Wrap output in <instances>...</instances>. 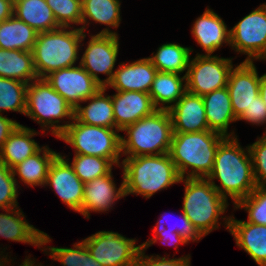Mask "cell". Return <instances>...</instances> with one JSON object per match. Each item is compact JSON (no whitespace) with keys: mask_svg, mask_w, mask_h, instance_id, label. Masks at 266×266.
I'll list each match as a JSON object with an SVG mask.
<instances>
[{"mask_svg":"<svg viewBox=\"0 0 266 266\" xmlns=\"http://www.w3.org/2000/svg\"><path fill=\"white\" fill-rule=\"evenodd\" d=\"M246 151L237 136L226 137L217 149L213 170L207 177L219 194L226 200L229 196L234 205L257 187L248 146ZM215 179L220 181V186L215 184Z\"/></svg>","mask_w":266,"mask_h":266,"instance_id":"1","label":"cell"},{"mask_svg":"<svg viewBox=\"0 0 266 266\" xmlns=\"http://www.w3.org/2000/svg\"><path fill=\"white\" fill-rule=\"evenodd\" d=\"M225 138L211 130L173 133L168 154L180 177L184 178L187 173L186 178H207L213 170L217 149Z\"/></svg>","mask_w":266,"mask_h":266,"instance_id":"2","label":"cell"},{"mask_svg":"<svg viewBox=\"0 0 266 266\" xmlns=\"http://www.w3.org/2000/svg\"><path fill=\"white\" fill-rule=\"evenodd\" d=\"M122 165L125 196L136 194L148 199L181 180L168 153L126 157Z\"/></svg>","mask_w":266,"mask_h":266,"instance_id":"3","label":"cell"},{"mask_svg":"<svg viewBox=\"0 0 266 266\" xmlns=\"http://www.w3.org/2000/svg\"><path fill=\"white\" fill-rule=\"evenodd\" d=\"M86 34L80 28L39 32L33 48V60L38 78L53 71L73 67L79 59V47Z\"/></svg>","mask_w":266,"mask_h":266,"instance_id":"4","label":"cell"},{"mask_svg":"<svg viewBox=\"0 0 266 266\" xmlns=\"http://www.w3.org/2000/svg\"><path fill=\"white\" fill-rule=\"evenodd\" d=\"M122 131L127 132L128 137H121L122 155L138 157L169 153L173 126L168 110H156Z\"/></svg>","mask_w":266,"mask_h":266,"instance_id":"5","label":"cell"},{"mask_svg":"<svg viewBox=\"0 0 266 266\" xmlns=\"http://www.w3.org/2000/svg\"><path fill=\"white\" fill-rule=\"evenodd\" d=\"M185 184L182 212L204 237L219 228V216L228 206L227 200L207 178H181Z\"/></svg>","mask_w":266,"mask_h":266,"instance_id":"6","label":"cell"},{"mask_svg":"<svg viewBox=\"0 0 266 266\" xmlns=\"http://www.w3.org/2000/svg\"><path fill=\"white\" fill-rule=\"evenodd\" d=\"M25 115L41 124L43 132L51 127L50 131L58 138L73 120L74 108L51 87L45 78H37L27 87ZM64 117H68L71 121L58 125L60 119Z\"/></svg>","mask_w":266,"mask_h":266,"instance_id":"7","label":"cell"},{"mask_svg":"<svg viewBox=\"0 0 266 266\" xmlns=\"http://www.w3.org/2000/svg\"><path fill=\"white\" fill-rule=\"evenodd\" d=\"M72 121L57 139L71 145L75 154L106 158L120 166L122 136L116 133L119 130L87 125L75 118Z\"/></svg>","mask_w":266,"mask_h":266,"instance_id":"8","label":"cell"},{"mask_svg":"<svg viewBox=\"0 0 266 266\" xmlns=\"http://www.w3.org/2000/svg\"><path fill=\"white\" fill-rule=\"evenodd\" d=\"M233 68L232 58L197 54L189 60L185 83L187 92L204 96L227 86Z\"/></svg>","mask_w":266,"mask_h":266,"instance_id":"9","label":"cell"},{"mask_svg":"<svg viewBox=\"0 0 266 266\" xmlns=\"http://www.w3.org/2000/svg\"><path fill=\"white\" fill-rule=\"evenodd\" d=\"M82 241L102 266H133L142 249L136 239L112 231H99Z\"/></svg>","mask_w":266,"mask_h":266,"instance_id":"10","label":"cell"},{"mask_svg":"<svg viewBox=\"0 0 266 266\" xmlns=\"http://www.w3.org/2000/svg\"><path fill=\"white\" fill-rule=\"evenodd\" d=\"M230 46L248 55L245 61L266 60V4L242 18L230 29Z\"/></svg>","mask_w":266,"mask_h":266,"instance_id":"11","label":"cell"},{"mask_svg":"<svg viewBox=\"0 0 266 266\" xmlns=\"http://www.w3.org/2000/svg\"><path fill=\"white\" fill-rule=\"evenodd\" d=\"M90 37L91 39L79 64L96 82L102 87H106L112 80L113 69L117 61L119 51L118 34L110 31L108 27ZM99 73L106 74L108 77L101 80L98 76Z\"/></svg>","mask_w":266,"mask_h":266,"instance_id":"12","label":"cell"},{"mask_svg":"<svg viewBox=\"0 0 266 266\" xmlns=\"http://www.w3.org/2000/svg\"><path fill=\"white\" fill-rule=\"evenodd\" d=\"M45 79L74 109L102 87L80 64L53 71Z\"/></svg>","mask_w":266,"mask_h":266,"instance_id":"13","label":"cell"},{"mask_svg":"<svg viewBox=\"0 0 266 266\" xmlns=\"http://www.w3.org/2000/svg\"><path fill=\"white\" fill-rule=\"evenodd\" d=\"M69 159L58 154L50 164L46 185L53 188L56 195L75 212L82 211L84 183L74 173Z\"/></svg>","mask_w":266,"mask_h":266,"instance_id":"14","label":"cell"},{"mask_svg":"<svg viewBox=\"0 0 266 266\" xmlns=\"http://www.w3.org/2000/svg\"><path fill=\"white\" fill-rule=\"evenodd\" d=\"M231 106L238 119L259 95V76L253 61H243L229 74L227 84Z\"/></svg>","mask_w":266,"mask_h":266,"instance_id":"15","label":"cell"},{"mask_svg":"<svg viewBox=\"0 0 266 266\" xmlns=\"http://www.w3.org/2000/svg\"><path fill=\"white\" fill-rule=\"evenodd\" d=\"M115 129L122 131L139 119L152 115L157 109L148 93L116 91L111 96Z\"/></svg>","mask_w":266,"mask_h":266,"instance_id":"16","label":"cell"},{"mask_svg":"<svg viewBox=\"0 0 266 266\" xmlns=\"http://www.w3.org/2000/svg\"><path fill=\"white\" fill-rule=\"evenodd\" d=\"M173 133L209 130L202 96L186 92L170 110Z\"/></svg>","mask_w":266,"mask_h":266,"instance_id":"17","label":"cell"},{"mask_svg":"<svg viewBox=\"0 0 266 266\" xmlns=\"http://www.w3.org/2000/svg\"><path fill=\"white\" fill-rule=\"evenodd\" d=\"M157 72L158 70L148 58L129 64L122 63L114 71L112 80L106 88L109 86L116 91H138L149 94Z\"/></svg>","mask_w":266,"mask_h":266,"instance_id":"18","label":"cell"},{"mask_svg":"<svg viewBox=\"0 0 266 266\" xmlns=\"http://www.w3.org/2000/svg\"><path fill=\"white\" fill-rule=\"evenodd\" d=\"M112 178L111 172L84 184L82 211L80 213L85 218L89 219L90 211L95 213L108 211L117 199L125 196L124 181L119 188H116Z\"/></svg>","mask_w":266,"mask_h":266,"instance_id":"19","label":"cell"},{"mask_svg":"<svg viewBox=\"0 0 266 266\" xmlns=\"http://www.w3.org/2000/svg\"><path fill=\"white\" fill-rule=\"evenodd\" d=\"M225 228L234 236L236 245L242 248L259 266H266V225L253 224L226 218Z\"/></svg>","mask_w":266,"mask_h":266,"instance_id":"20","label":"cell"},{"mask_svg":"<svg viewBox=\"0 0 266 266\" xmlns=\"http://www.w3.org/2000/svg\"><path fill=\"white\" fill-rule=\"evenodd\" d=\"M0 213V236L11 241L32 244L40 248L50 243L49 235L30 225L24 220V214L19 207L3 209Z\"/></svg>","mask_w":266,"mask_h":266,"instance_id":"21","label":"cell"},{"mask_svg":"<svg viewBox=\"0 0 266 266\" xmlns=\"http://www.w3.org/2000/svg\"><path fill=\"white\" fill-rule=\"evenodd\" d=\"M191 32L205 51V55H211L223 43L230 45V30H227V25L221 17L209 8L196 19Z\"/></svg>","mask_w":266,"mask_h":266,"instance_id":"22","label":"cell"},{"mask_svg":"<svg viewBox=\"0 0 266 266\" xmlns=\"http://www.w3.org/2000/svg\"><path fill=\"white\" fill-rule=\"evenodd\" d=\"M205 114L209 130L220 133L225 137H235L234 132L228 133V126L231 122H236L231 98L227 87L214 90L202 96Z\"/></svg>","mask_w":266,"mask_h":266,"instance_id":"23","label":"cell"},{"mask_svg":"<svg viewBox=\"0 0 266 266\" xmlns=\"http://www.w3.org/2000/svg\"><path fill=\"white\" fill-rule=\"evenodd\" d=\"M37 134L35 130L19 124L1 147L0 162L12 169L36 153L41 147L32 137Z\"/></svg>","mask_w":266,"mask_h":266,"instance_id":"24","label":"cell"},{"mask_svg":"<svg viewBox=\"0 0 266 266\" xmlns=\"http://www.w3.org/2000/svg\"><path fill=\"white\" fill-rule=\"evenodd\" d=\"M106 87H101L92 97L87 106L78 105L74 109V118L81 123L107 128H115L113 103L111 96L105 95ZM105 95V96H104Z\"/></svg>","mask_w":266,"mask_h":266,"instance_id":"25","label":"cell"},{"mask_svg":"<svg viewBox=\"0 0 266 266\" xmlns=\"http://www.w3.org/2000/svg\"><path fill=\"white\" fill-rule=\"evenodd\" d=\"M180 75L160 71L155 75L149 95L157 110H170L187 92L186 83L183 84L186 77Z\"/></svg>","mask_w":266,"mask_h":266,"instance_id":"26","label":"cell"},{"mask_svg":"<svg viewBox=\"0 0 266 266\" xmlns=\"http://www.w3.org/2000/svg\"><path fill=\"white\" fill-rule=\"evenodd\" d=\"M14 15L38 33L60 28L45 0H14Z\"/></svg>","mask_w":266,"mask_h":266,"instance_id":"27","label":"cell"},{"mask_svg":"<svg viewBox=\"0 0 266 266\" xmlns=\"http://www.w3.org/2000/svg\"><path fill=\"white\" fill-rule=\"evenodd\" d=\"M58 154L50 150L49 147L42 146L36 153L14 166L12 168L13 175L18 174L21 181L28 186H44L50 164Z\"/></svg>","mask_w":266,"mask_h":266,"instance_id":"28","label":"cell"},{"mask_svg":"<svg viewBox=\"0 0 266 266\" xmlns=\"http://www.w3.org/2000/svg\"><path fill=\"white\" fill-rule=\"evenodd\" d=\"M0 77L16 79L26 84L37 79L33 53L0 48Z\"/></svg>","mask_w":266,"mask_h":266,"instance_id":"29","label":"cell"},{"mask_svg":"<svg viewBox=\"0 0 266 266\" xmlns=\"http://www.w3.org/2000/svg\"><path fill=\"white\" fill-rule=\"evenodd\" d=\"M38 32L15 15L0 23V48L32 52Z\"/></svg>","mask_w":266,"mask_h":266,"instance_id":"30","label":"cell"},{"mask_svg":"<svg viewBox=\"0 0 266 266\" xmlns=\"http://www.w3.org/2000/svg\"><path fill=\"white\" fill-rule=\"evenodd\" d=\"M193 50L175 43L161 45L156 54L148 57L160 72L181 74L188 69L190 55Z\"/></svg>","mask_w":266,"mask_h":266,"instance_id":"31","label":"cell"},{"mask_svg":"<svg viewBox=\"0 0 266 266\" xmlns=\"http://www.w3.org/2000/svg\"><path fill=\"white\" fill-rule=\"evenodd\" d=\"M81 5V24L84 26L80 29L83 32L86 26L89 25V20L113 28L119 27L121 21L119 0H81Z\"/></svg>","mask_w":266,"mask_h":266,"instance_id":"32","label":"cell"},{"mask_svg":"<svg viewBox=\"0 0 266 266\" xmlns=\"http://www.w3.org/2000/svg\"><path fill=\"white\" fill-rule=\"evenodd\" d=\"M27 87L19 80L0 77V114L5 110L25 114Z\"/></svg>","mask_w":266,"mask_h":266,"instance_id":"33","label":"cell"},{"mask_svg":"<svg viewBox=\"0 0 266 266\" xmlns=\"http://www.w3.org/2000/svg\"><path fill=\"white\" fill-rule=\"evenodd\" d=\"M70 165L84 184L111 173L113 167L109 159L82 154H75Z\"/></svg>","mask_w":266,"mask_h":266,"instance_id":"34","label":"cell"},{"mask_svg":"<svg viewBox=\"0 0 266 266\" xmlns=\"http://www.w3.org/2000/svg\"><path fill=\"white\" fill-rule=\"evenodd\" d=\"M72 248L49 247L52 260L59 261L63 266H102L89 253L84 242L75 243Z\"/></svg>","mask_w":266,"mask_h":266,"instance_id":"35","label":"cell"},{"mask_svg":"<svg viewBox=\"0 0 266 266\" xmlns=\"http://www.w3.org/2000/svg\"><path fill=\"white\" fill-rule=\"evenodd\" d=\"M234 208H243L248 212L247 222L266 225V187L257 186L249 196L241 199Z\"/></svg>","mask_w":266,"mask_h":266,"instance_id":"36","label":"cell"},{"mask_svg":"<svg viewBox=\"0 0 266 266\" xmlns=\"http://www.w3.org/2000/svg\"><path fill=\"white\" fill-rule=\"evenodd\" d=\"M53 11L56 22L60 27L72 26L70 24H81L82 8L81 0H45Z\"/></svg>","mask_w":266,"mask_h":266,"instance_id":"37","label":"cell"},{"mask_svg":"<svg viewBox=\"0 0 266 266\" xmlns=\"http://www.w3.org/2000/svg\"><path fill=\"white\" fill-rule=\"evenodd\" d=\"M18 188V181L12 169L0 162V209L18 207Z\"/></svg>","mask_w":266,"mask_h":266,"instance_id":"38","label":"cell"},{"mask_svg":"<svg viewBox=\"0 0 266 266\" xmlns=\"http://www.w3.org/2000/svg\"><path fill=\"white\" fill-rule=\"evenodd\" d=\"M257 139L248 148L252 159L255 182L257 186L266 187V134Z\"/></svg>","mask_w":266,"mask_h":266,"instance_id":"39","label":"cell"},{"mask_svg":"<svg viewBox=\"0 0 266 266\" xmlns=\"http://www.w3.org/2000/svg\"><path fill=\"white\" fill-rule=\"evenodd\" d=\"M181 224H179V222L175 225V227H165L163 220H165L166 217H164L163 215L159 218V221L156 224V227L153 228V233L155 234L154 237H156L161 231H164L165 229H168L169 231L172 232H177L178 234H180L185 240L189 241H199L200 239H202V235L197 231V229L193 226V224L191 223V221L186 217V215L182 212L181 214ZM169 217V216H168Z\"/></svg>","mask_w":266,"mask_h":266,"instance_id":"40","label":"cell"},{"mask_svg":"<svg viewBox=\"0 0 266 266\" xmlns=\"http://www.w3.org/2000/svg\"><path fill=\"white\" fill-rule=\"evenodd\" d=\"M144 251L142 248L133 266H190L189 255L170 259L168 257H160L159 255L149 257L145 255Z\"/></svg>","mask_w":266,"mask_h":266,"instance_id":"41","label":"cell"},{"mask_svg":"<svg viewBox=\"0 0 266 266\" xmlns=\"http://www.w3.org/2000/svg\"><path fill=\"white\" fill-rule=\"evenodd\" d=\"M238 120H244L253 125L266 123V105L260 95L254 98L252 104L246 108Z\"/></svg>","mask_w":266,"mask_h":266,"instance_id":"42","label":"cell"},{"mask_svg":"<svg viewBox=\"0 0 266 266\" xmlns=\"http://www.w3.org/2000/svg\"><path fill=\"white\" fill-rule=\"evenodd\" d=\"M157 239L161 240V244H167L166 241H168L169 245H175V248H177V244H187L189 243L187 240H185L180 234L177 232L169 231L168 229H165L164 231H161L156 237H152L151 239H148V241L141 244V247L146 250L149 246L157 242Z\"/></svg>","mask_w":266,"mask_h":266,"instance_id":"43","label":"cell"},{"mask_svg":"<svg viewBox=\"0 0 266 266\" xmlns=\"http://www.w3.org/2000/svg\"><path fill=\"white\" fill-rule=\"evenodd\" d=\"M20 123L0 114V149Z\"/></svg>","mask_w":266,"mask_h":266,"instance_id":"44","label":"cell"},{"mask_svg":"<svg viewBox=\"0 0 266 266\" xmlns=\"http://www.w3.org/2000/svg\"><path fill=\"white\" fill-rule=\"evenodd\" d=\"M14 15V0H0V23Z\"/></svg>","mask_w":266,"mask_h":266,"instance_id":"45","label":"cell"},{"mask_svg":"<svg viewBox=\"0 0 266 266\" xmlns=\"http://www.w3.org/2000/svg\"><path fill=\"white\" fill-rule=\"evenodd\" d=\"M259 95L266 105V73L259 77Z\"/></svg>","mask_w":266,"mask_h":266,"instance_id":"46","label":"cell"},{"mask_svg":"<svg viewBox=\"0 0 266 266\" xmlns=\"http://www.w3.org/2000/svg\"><path fill=\"white\" fill-rule=\"evenodd\" d=\"M27 259H25L21 265L19 266H42L41 264L35 265L34 260L26 257ZM30 259V260H29ZM6 266V265H5Z\"/></svg>","mask_w":266,"mask_h":266,"instance_id":"47","label":"cell"},{"mask_svg":"<svg viewBox=\"0 0 266 266\" xmlns=\"http://www.w3.org/2000/svg\"><path fill=\"white\" fill-rule=\"evenodd\" d=\"M5 257V258H4ZM1 260H0V266H5V264L7 263H9V261H8V259H7V255L5 256V255H3V257L2 258H0Z\"/></svg>","mask_w":266,"mask_h":266,"instance_id":"48","label":"cell"}]
</instances>
